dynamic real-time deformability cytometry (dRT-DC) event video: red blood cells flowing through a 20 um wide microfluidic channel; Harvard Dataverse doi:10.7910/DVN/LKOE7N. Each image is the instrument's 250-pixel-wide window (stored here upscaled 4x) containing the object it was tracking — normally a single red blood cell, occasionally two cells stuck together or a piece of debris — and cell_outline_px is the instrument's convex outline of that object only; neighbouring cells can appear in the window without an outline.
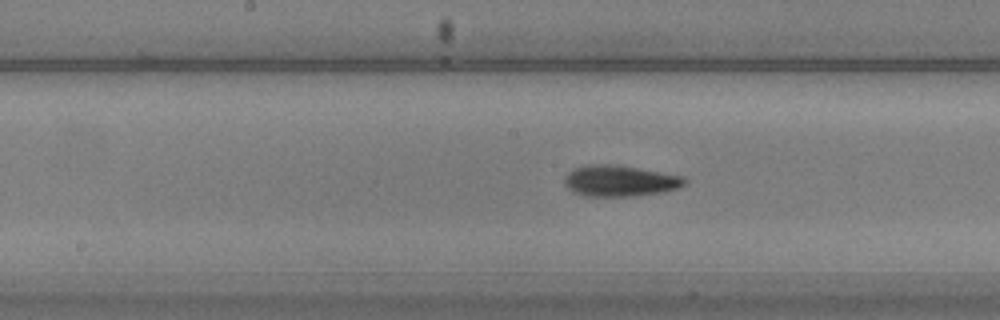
{"species": "common noctule bat (a hibernating species)", "species_latin": "Nyctalus noctula", "temperature_condition": "warm", "stored_images_in_passage": 38, "segment_of_instrument_passage": [1, 2], "camera_frame_rate_fps": 3000, "um_per_image_px": 0.085, "animal": {"sex": "male", "body_mass_g": 20.5, "forearm_length_mm": 52.5}, "frame": {"image": 1, "passage_image": 11, "time_ms": 3.333, "image_size_px": [1000, 320], "cell_outline_px": [[688, 184], [680, 188], [664, 192], [640, 196], [584, 196], [568, 188], [564, 184], [564, 176], [572, 168], [584, 164], [616, 164], [640, 168], [684, 176], [688, 180]], "centroid_in_image_um": [52.73, 15.36], "position_along_channel_um": 195.5, "area_um2": 22.37}}
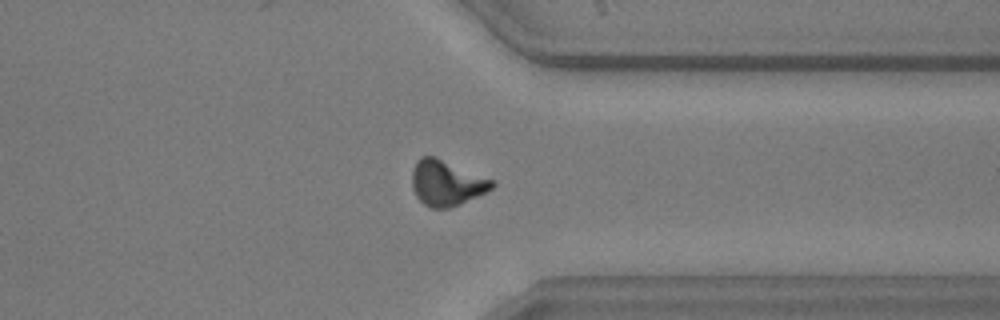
{"frame": {"image": 2, "passage_image": 25, "time_ms": 8.0, "image_size_px": [1000, 320], "cell_outline_px": [[496, 184], [492, 188], [476, 196], [448, 208], [432, 208], [424, 204], [416, 196], [412, 188], [412, 168], [416, 160], [420, 156], [436, 156], [496, 180]], "centroid_in_image_um": [37.94, 15.51], "position_along_channel_um": 373.5, "area_um2": 21.33}}
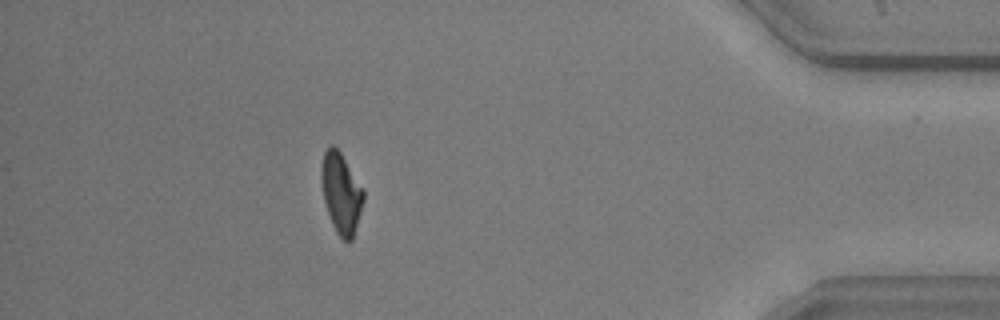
{"frame": {"image": 3, "passage_image": 31, "time_ms": 10.0, "image_size_px": [1000, 320], "cell_outline_px": [[364, 200], [352, 240], [344, 240], [336, 232], [332, 224], [324, 200], [320, 180], [320, 168], [324, 152], [332, 144], [340, 152], [364, 188]], "centroid_in_image_um": [28.99, 16.39], "position_along_channel_um": 406.2, "area_um2": 19.71}}